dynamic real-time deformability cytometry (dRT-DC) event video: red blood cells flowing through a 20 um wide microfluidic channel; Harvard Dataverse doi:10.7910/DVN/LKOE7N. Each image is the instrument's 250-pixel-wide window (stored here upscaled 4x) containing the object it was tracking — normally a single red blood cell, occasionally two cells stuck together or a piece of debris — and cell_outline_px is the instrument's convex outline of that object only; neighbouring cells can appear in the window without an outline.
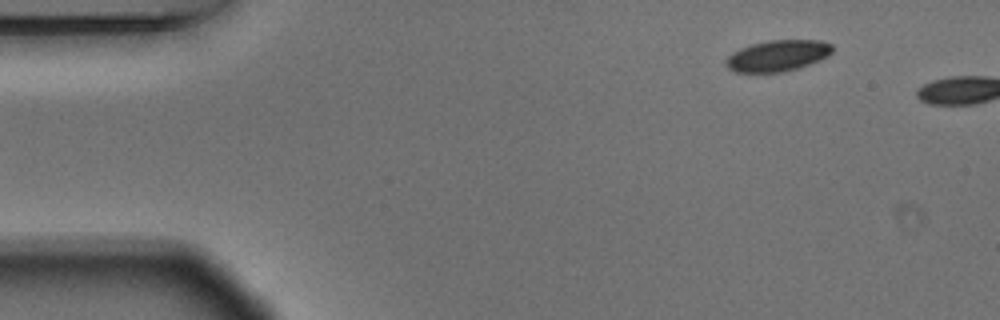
{"species": "Egyptian fruit bat (a non-hibernating species)", "species_latin": "Rousettus aegyptiacus", "temperature_condition": "warm", "stored_images_in_passage": 3, "camera_frame_rate_fps": 3000, "um_per_image_px": 0.085, "animal": {"sex": "male"}, "frame": {"image": 1, "passage_image": 1, "time_ms": 0.0, "image_size_px": [1000, 320], "cell_outline_px": [[832, 52], [828, 56], [820, 60], [796, 68], [780, 72], [736, 72], [728, 68], [728, 56], [732, 52], [740, 48], [752, 44], [768, 40], [820, 40], [832, 44]], "centroid_in_image_um": [66.12, 4.72], "position_along_channel_um": 18.9, "area_um2": 19.07}}